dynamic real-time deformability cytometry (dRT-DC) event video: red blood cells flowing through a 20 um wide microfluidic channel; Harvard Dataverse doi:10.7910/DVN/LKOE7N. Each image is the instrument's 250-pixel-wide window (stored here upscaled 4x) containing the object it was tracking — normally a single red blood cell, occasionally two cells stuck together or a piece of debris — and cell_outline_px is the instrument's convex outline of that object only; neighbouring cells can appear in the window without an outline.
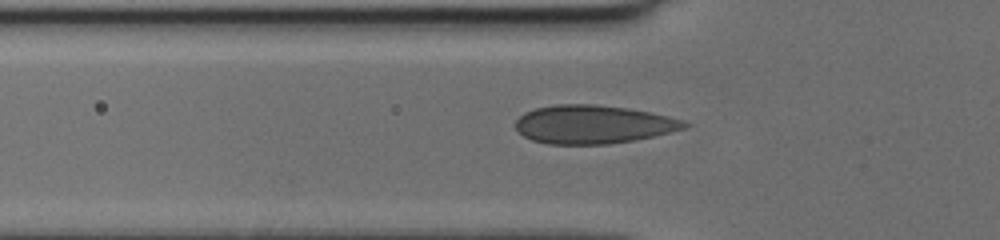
{"species": "human", "species_latin": "Homo sapiens", "temperature_condition": "cold", "stored_images_in_passage": 35, "camera_frame_rate_fps": 3000, "um_per_image_px": 0.085, "donor": {"sex": "female"}, "frame": {"image": 1, "passage_image": 6, "time_ms": 1.667, "image_size_px": [1000, 240], "cell_outline_px": [[688, 124], [684, 128], [652, 136], [632, 140], [608, 144], [548, 144], [532, 140], [524, 136], [516, 128], [516, 120], [524, 112], [536, 108], [556, 104], [596, 104], [628, 108], [648, 112], [680, 120]], "centroid_in_image_um": [50.33, 10.57], "position_along_channel_um": 75.5, "area_um2": 37.28}}
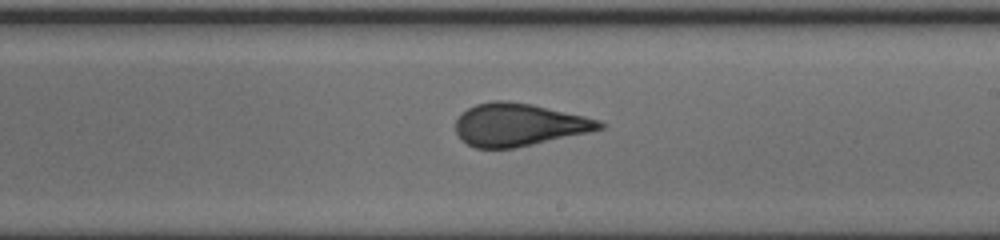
{"frame": {"image": 2, "passage_image": 18, "time_ms": 5.667, "image_size_px": [1000, 240], "cell_outline_px": [[604, 128], [588, 132], [532, 144], [512, 148], [476, 148], [468, 144], [456, 132], [456, 120], [468, 108], [476, 104], [492, 100], [508, 100], [532, 104], [584, 116], [600, 120], [604, 124]], "centroid_in_image_um": [44.1, 10.58], "position_along_channel_um": 244.9, "area_um2": 35.32}}
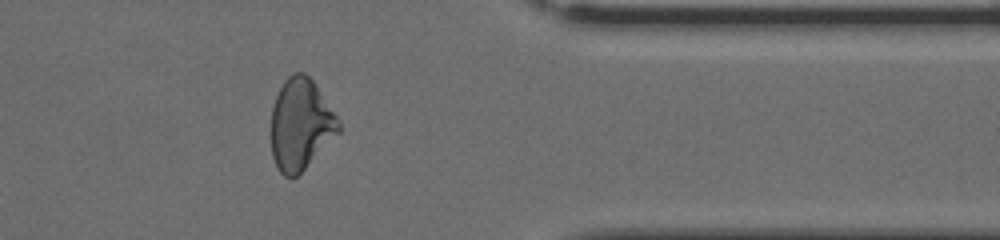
{"frame": {"image": 3, "passage_image": 29, "time_ms": 9.333, "image_size_px": [1000, 240], "cell_outline_px": [[340, 132], [296, 176], [284, 176], [280, 172], [272, 156], [272, 108], [276, 96], [284, 80], [288, 76], [296, 72], [304, 72], [312, 80], [336, 116], [340, 124]], "centroid_in_image_um": [25.54, 10.56], "position_along_channel_um": 385.9, "area_um2": 35.14}}